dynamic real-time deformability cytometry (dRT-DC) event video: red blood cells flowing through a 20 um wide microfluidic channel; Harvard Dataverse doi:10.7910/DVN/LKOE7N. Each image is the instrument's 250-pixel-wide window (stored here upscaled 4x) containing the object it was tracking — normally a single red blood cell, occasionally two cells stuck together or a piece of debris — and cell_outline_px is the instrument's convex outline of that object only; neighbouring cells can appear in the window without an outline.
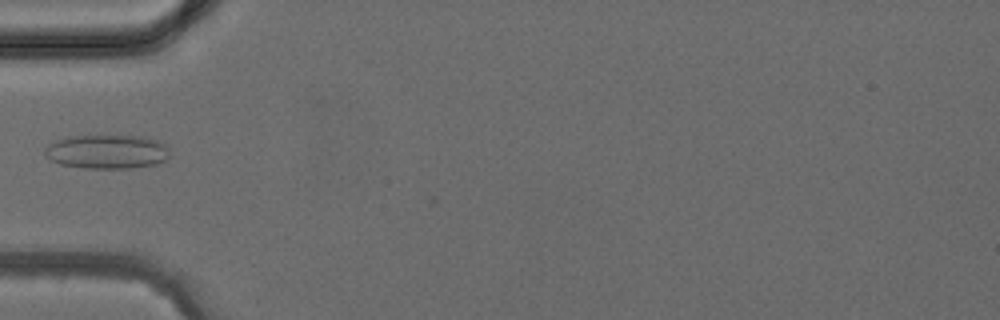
{"species": "common noctule bat (a hibernating species)", "species_latin": "Nyctalus noctula", "temperature_condition": "cold", "stored_images_in_passage": 3, "camera_frame_rate_fps": 3000, "um_per_image_px": 0.085, "animal": {"sex": "female", "body_mass_g": 24.6, "forearm_length_mm": 56.2}, "frame": {"image": 1, "passage_image": 3, "time_ms": 3.333, "image_size_px": [1000, 320], "cell_outline_px": [[168, 156], [164, 160], [156, 164], [128, 168], [84, 168], [60, 164], [44, 156], [44, 148], [48, 144], [56, 140], [68, 136], [144, 136], [156, 140], [164, 144], [168, 148]], "centroid_in_image_um": [9.05, 12.89], "position_along_channel_um": 76.0, "area_um2": 24.74}}